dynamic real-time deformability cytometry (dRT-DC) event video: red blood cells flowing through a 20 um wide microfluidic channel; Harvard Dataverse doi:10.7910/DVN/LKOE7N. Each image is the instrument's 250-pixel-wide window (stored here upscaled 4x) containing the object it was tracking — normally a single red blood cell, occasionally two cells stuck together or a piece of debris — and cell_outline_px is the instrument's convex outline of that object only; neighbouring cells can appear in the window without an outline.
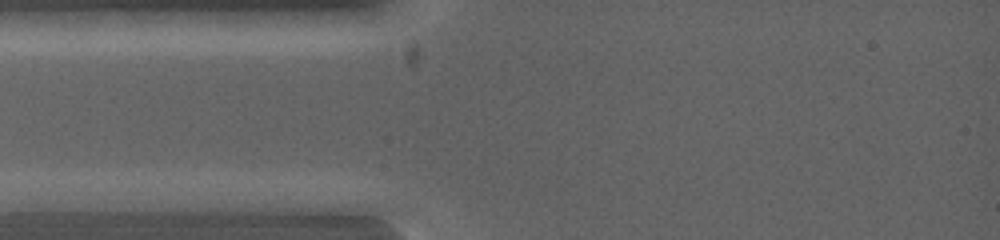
{"species": "common noctule bat (a hibernating species)", "species_latin": "Nyctalus noctula", "temperature_condition": "warm", "stored_images_in_passage": 4, "segment_of_instrument_passage": [1, 2], "camera_frame_rate_fps": 5000, "um_per_image_px": 0.085, "animal": {"sex": "female", "body_mass_g": 19.0, "forearm_length_mm": 53.3}, "frame": {"image": 1, "passage_image": 2, "time_ms": 0.4, "image_size_px": [1000, 240], "cell_outline_px": [[176, 200], [164, 208], [140, 212], [16, 212], [16, 200], [80, 192], [148, 192]], "centroid_in_image_um": [8.07, 17.22], "position_along_channel_um": 76.9, "area_um2": 19.42}}